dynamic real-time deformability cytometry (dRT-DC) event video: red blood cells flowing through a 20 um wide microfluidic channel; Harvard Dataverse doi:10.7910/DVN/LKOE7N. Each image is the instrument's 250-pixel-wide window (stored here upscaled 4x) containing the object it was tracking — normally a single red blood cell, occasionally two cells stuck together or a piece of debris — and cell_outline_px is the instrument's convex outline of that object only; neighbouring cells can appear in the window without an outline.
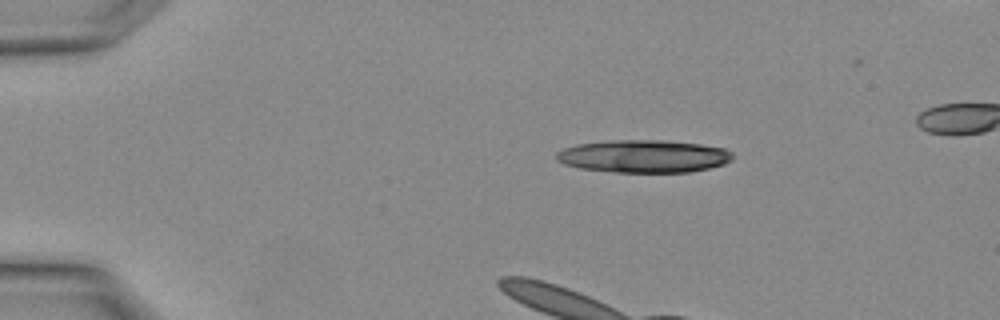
{"species": "Egyptian fruit bat (a non-hibernating species)", "species_latin": "Rousettus aegyptiacus", "temperature_condition": "warm", "stored_images_in_passage": 3, "camera_frame_rate_fps": 3000, "um_per_image_px": 0.085, "animal": {"sex": "female"}, "frame": {"image": 1, "passage_image": 3, "time_ms": 0.667, "image_size_px": [1000, 320], "cell_outline_px": [[732, 160], [724, 164], [692, 172], [616, 172], [580, 168], [564, 164], [556, 160], [556, 152], [564, 148], [576, 144], [612, 140], [664, 140], [700, 144], [724, 148], [732, 152]], "centroid_in_image_um": [54.71, 13.28], "position_along_channel_um": 30.3, "area_um2": 33.64}}